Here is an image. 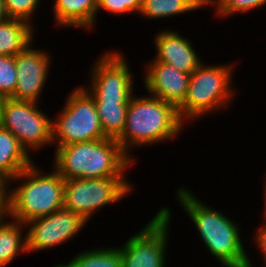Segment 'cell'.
Listing matches in <instances>:
<instances>
[{
  "instance_id": "cell-1",
  "label": "cell",
  "mask_w": 266,
  "mask_h": 267,
  "mask_svg": "<svg viewBox=\"0 0 266 267\" xmlns=\"http://www.w3.org/2000/svg\"><path fill=\"white\" fill-rule=\"evenodd\" d=\"M56 171L64 180L123 177L130 158L116 139L103 138L59 146Z\"/></svg>"
},
{
  "instance_id": "cell-8",
  "label": "cell",
  "mask_w": 266,
  "mask_h": 267,
  "mask_svg": "<svg viewBox=\"0 0 266 267\" xmlns=\"http://www.w3.org/2000/svg\"><path fill=\"white\" fill-rule=\"evenodd\" d=\"M36 102L2 99L0 126L10 131L25 149L52 142V122L36 108Z\"/></svg>"
},
{
  "instance_id": "cell-7",
  "label": "cell",
  "mask_w": 266,
  "mask_h": 267,
  "mask_svg": "<svg viewBox=\"0 0 266 267\" xmlns=\"http://www.w3.org/2000/svg\"><path fill=\"white\" fill-rule=\"evenodd\" d=\"M128 191L130 186L122 177L65 180L64 208L88 221L94 210L120 200Z\"/></svg>"
},
{
  "instance_id": "cell-4",
  "label": "cell",
  "mask_w": 266,
  "mask_h": 267,
  "mask_svg": "<svg viewBox=\"0 0 266 267\" xmlns=\"http://www.w3.org/2000/svg\"><path fill=\"white\" fill-rule=\"evenodd\" d=\"M31 164L15 178L27 177V182L7 196V212L21 224L52 214L64 207L63 177L55 170L52 174L40 176Z\"/></svg>"
},
{
  "instance_id": "cell-27",
  "label": "cell",
  "mask_w": 266,
  "mask_h": 267,
  "mask_svg": "<svg viewBox=\"0 0 266 267\" xmlns=\"http://www.w3.org/2000/svg\"><path fill=\"white\" fill-rule=\"evenodd\" d=\"M257 241L266 259V227H263L258 233Z\"/></svg>"
},
{
  "instance_id": "cell-14",
  "label": "cell",
  "mask_w": 266,
  "mask_h": 267,
  "mask_svg": "<svg viewBox=\"0 0 266 267\" xmlns=\"http://www.w3.org/2000/svg\"><path fill=\"white\" fill-rule=\"evenodd\" d=\"M155 40L158 54L154 61L165 62L188 74H192L200 66V60L188 40L177 32H162Z\"/></svg>"
},
{
  "instance_id": "cell-29",
  "label": "cell",
  "mask_w": 266,
  "mask_h": 267,
  "mask_svg": "<svg viewBox=\"0 0 266 267\" xmlns=\"http://www.w3.org/2000/svg\"><path fill=\"white\" fill-rule=\"evenodd\" d=\"M238 267H252V265L250 264L249 260L244 262L243 264H241L240 266Z\"/></svg>"
},
{
  "instance_id": "cell-30",
  "label": "cell",
  "mask_w": 266,
  "mask_h": 267,
  "mask_svg": "<svg viewBox=\"0 0 266 267\" xmlns=\"http://www.w3.org/2000/svg\"><path fill=\"white\" fill-rule=\"evenodd\" d=\"M265 192H266V189H265ZM266 195V194H265ZM265 200H266V197H265ZM265 204H266V202H265ZM265 210H266V206H265ZM265 214H266V211H265ZM265 217H266V215H265Z\"/></svg>"
},
{
  "instance_id": "cell-2",
  "label": "cell",
  "mask_w": 266,
  "mask_h": 267,
  "mask_svg": "<svg viewBox=\"0 0 266 267\" xmlns=\"http://www.w3.org/2000/svg\"><path fill=\"white\" fill-rule=\"evenodd\" d=\"M181 124L178 111L171 104L154 96H131L125 127L117 142L127 154L131 143L141 145L172 138L180 132Z\"/></svg>"
},
{
  "instance_id": "cell-28",
  "label": "cell",
  "mask_w": 266,
  "mask_h": 267,
  "mask_svg": "<svg viewBox=\"0 0 266 267\" xmlns=\"http://www.w3.org/2000/svg\"><path fill=\"white\" fill-rule=\"evenodd\" d=\"M7 14L5 12L3 0H0V23L7 19Z\"/></svg>"
},
{
  "instance_id": "cell-21",
  "label": "cell",
  "mask_w": 266,
  "mask_h": 267,
  "mask_svg": "<svg viewBox=\"0 0 266 267\" xmlns=\"http://www.w3.org/2000/svg\"><path fill=\"white\" fill-rule=\"evenodd\" d=\"M54 267H122L120 249H102L78 254L67 265Z\"/></svg>"
},
{
  "instance_id": "cell-17",
  "label": "cell",
  "mask_w": 266,
  "mask_h": 267,
  "mask_svg": "<svg viewBox=\"0 0 266 267\" xmlns=\"http://www.w3.org/2000/svg\"><path fill=\"white\" fill-rule=\"evenodd\" d=\"M56 20L61 25L90 27L97 13V0H56Z\"/></svg>"
},
{
  "instance_id": "cell-13",
  "label": "cell",
  "mask_w": 266,
  "mask_h": 267,
  "mask_svg": "<svg viewBox=\"0 0 266 267\" xmlns=\"http://www.w3.org/2000/svg\"><path fill=\"white\" fill-rule=\"evenodd\" d=\"M153 62L145 78L146 89L178 109L185 101L191 74L181 72L165 62Z\"/></svg>"
},
{
  "instance_id": "cell-12",
  "label": "cell",
  "mask_w": 266,
  "mask_h": 267,
  "mask_svg": "<svg viewBox=\"0 0 266 267\" xmlns=\"http://www.w3.org/2000/svg\"><path fill=\"white\" fill-rule=\"evenodd\" d=\"M48 57L46 53L29 47L15 56L18 81L12 99L38 101L48 74Z\"/></svg>"
},
{
  "instance_id": "cell-16",
  "label": "cell",
  "mask_w": 266,
  "mask_h": 267,
  "mask_svg": "<svg viewBox=\"0 0 266 267\" xmlns=\"http://www.w3.org/2000/svg\"><path fill=\"white\" fill-rule=\"evenodd\" d=\"M31 26L23 20L7 18L0 23V56L15 57L31 43Z\"/></svg>"
},
{
  "instance_id": "cell-25",
  "label": "cell",
  "mask_w": 266,
  "mask_h": 267,
  "mask_svg": "<svg viewBox=\"0 0 266 267\" xmlns=\"http://www.w3.org/2000/svg\"><path fill=\"white\" fill-rule=\"evenodd\" d=\"M143 0H97V10L104 8L112 13L141 11Z\"/></svg>"
},
{
  "instance_id": "cell-18",
  "label": "cell",
  "mask_w": 266,
  "mask_h": 267,
  "mask_svg": "<svg viewBox=\"0 0 266 267\" xmlns=\"http://www.w3.org/2000/svg\"><path fill=\"white\" fill-rule=\"evenodd\" d=\"M102 131L107 138L118 139L124 130L129 102L94 101Z\"/></svg>"
},
{
  "instance_id": "cell-5",
  "label": "cell",
  "mask_w": 266,
  "mask_h": 267,
  "mask_svg": "<svg viewBox=\"0 0 266 267\" xmlns=\"http://www.w3.org/2000/svg\"><path fill=\"white\" fill-rule=\"evenodd\" d=\"M55 137L57 147L106 138L95 102L87 90L76 89L69 96L59 120L52 122V139Z\"/></svg>"
},
{
  "instance_id": "cell-10",
  "label": "cell",
  "mask_w": 266,
  "mask_h": 267,
  "mask_svg": "<svg viewBox=\"0 0 266 267\" xmlns=\"http://www.w3.org/2000/svg\"><path fill=\"white\" fill-rule=\"evenodd\" d=\"M26 223H33L26 237L27 251L41 250L56 246L71 238L86 220L69 209L61 208L47 216L32 219Z\"/></svg>"
},
{
  "instance_id": "cell-9",
  "label": "cell",
  "mask_w": 266,
  "mask_h": 267,
  "mask_svg": "<svg viewBox=\"0 0 266 267\" xmlns=\"http://www.w3.org/2000/svg\"><path fill=\"white\" fill-rule=\"evenodd\" d=\"M169 220V209H161L139 234L131 237L120 250L122 267H165Z\"/></svg>"
},
{
  "instance_id": "cell-11",
  "label": "cell",
  "mask_w": 266,
  "mask_h": 267,
  "mask_svg": "<svg viewBox=\"0 0 266 267\" xmlns=\"http://www.w3.org/2000/svg\"><path fill=\"white\" fill-rule=\"evenodd\" d=\"M125 60L117 54L105 55L93 70L94 101L130 102L132 77Z\"/></svg>"
},
{
  "instance_id": "cell-24",
  "label": "cell",
  "mask_w": 266,
  "mask_h": 267,
  "mask_svg": "<svg viewBox=\"0 0 266 267\" xmlns=\"http://www.w3.org/2000/svg\"><path fill=\"white\" fill-rule=\"evenodd\" d=\"M266 0H219L218 12L221 15H229L238 11H246L262 6Z\"/></svg>"
},
{
  "instance_id": "cell-6",
  "label": "cell",
  "mask_w": 266,
  "mask_h": 267,
  "mask_svg": "<svg viewBox=\"0 0 266 267\" xmlns=\"http://www.w3.org/2000/svg\"><path fill=\"white\" fill-rule=\"evenodd\" d=\"M230 71L228 66L205 67L200 64L190 76L184 103L177 109L180 119L184 116L193 119L226 104L232 95L229 89Z\"/></svg>"
},
{
  "instance_id": "cell-26",
  "label": "cell",
  "mask_w": 266,
  "mask_h": 267,
  "mask_svg": "<svg viewBox=\"0 0 266 267\" xmlns=\"http://www.w3.org/2000/svg\"><path fill=\"white\" fill-rule=\"evenodd\" d=\"M7 183L0 177V217H3V214L7 212V194L6 185Z\"/></svg>"
},
{
  "instance_id": "cell-19",
  "label": "cell",
  "mask_w": 266,
  "mask_h": 267,
  "mask_svg": "<svg viewBox=\"0 0 266 267\" xmlns=\"http://www.w3.org/2000/svg\"><path fill=\"white\" fill-rule=\"evenodd\" d=\"M213 0H143L141 13L150 18L167 17L186 11H192L200 6L211 4Z\"/></svg>"
},
{
  "instance_id": "cell-3",
  "label": "cell",
  "mask_w": 266,
  "mask_h": 267,
  "mask_svg": "<svg viewBox=\"0 0 266 267\" xmlns=\"http://www.w3.org/2000/svg\"><path fill=\"white\" fill-rule=\"evenodd\" d=\"M178 197L207 248L224 266L238 267L249 260L239 238L238 227L230 219L200 203L187 190L179 189Z\"/></svg>"
},
{
  "instance_id": "cell-20",
  "label": "cell",
  "mask_w": 266,
  "mask_h": 267,
  "mask_svg": "<svg viewBox=\"0 0 266 267\" xmlns=\"http://www.w3.org/2000/svg\"><path fill=\"white\" fill-rule=\"evenodd\" d=\"M2 218L0 217V267L11 262L18 252L27 251L26 238L23 243L21 241L19 221L16 224H4Z\"/></svg>"
},
{
  "instance_id": "cell-23",
  "label": "cell",
  "mask_w": 266,
  "mask_h": 267,
  "mask_svg": "<svg viewBox=\"0 0 266 267\" xmlns=\"http://www.w3.org/2000/svg\"><path fill=\"white\" fill-rule=\"evenodd\" d=\"M39 0H3L5 12L8 18L27 21L31 16Z\"/></svg>"
},
{
  "instance_id": "cell-22",
  "label": "cell",
  "mask_w": 266,
  "mask_h": 267,
  "mask_svg": "<svg viewBox=\"0 0 266 267\" xmlns=\"http://www.w3.org/2000/svg\"><path fill=\"white\" fill-rule=\"evenodd\" d=\"M15 57L0 56V97L11 98L17 85Z\"/></svg>"
},
{
  "instance_id": "cell-15",
  "label": "cell",
  "mask_w": 266,
  "mask_h": 267,
  "mask_svg": "<svg viewBox=\"0 0 266 267\" xmlns=\"http://www.w3.org/2000/svg\"><path fill=\"white\" fill-rule=\"evenodd\" d=\"M27 149L7 129L0 126V177L6 182L32 164ZM31 162V163H30Z\"/></svg>"
}]
</instances>
